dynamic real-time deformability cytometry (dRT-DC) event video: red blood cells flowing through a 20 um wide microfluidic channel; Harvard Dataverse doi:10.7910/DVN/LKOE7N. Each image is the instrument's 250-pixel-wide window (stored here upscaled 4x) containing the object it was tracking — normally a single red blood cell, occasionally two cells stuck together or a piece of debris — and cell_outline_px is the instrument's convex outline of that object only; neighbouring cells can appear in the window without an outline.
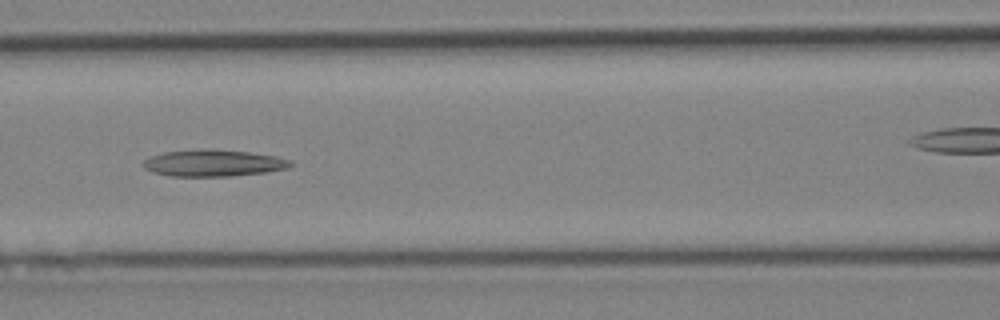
{"species": "Egyptian fruit bat (a non-hibernating species)", "species_latin": "Rousettus aegyptiacus", "temperature_condition": "cold", "stored_images_in_passage": 34, "camera_frame_rate_fps": 3000, "um_per_image_px": 0.085, "animal": {"sex": "female"}, "frame": {"image": 1, "passage_image": 14, "time_ms": 4.333, "image_size_px": [1000, 320], "cell_outline_px": [[292, 164], [288, 168], [264, 172], [232, 176], [168, 176], [152, 172], [144, 168], [140, 164], [144, 160], [152, 156], [164, 152], [212, 148], [248, 152], [276, 156], [288, 160]], "centroid_in_image_um": [18.08, 13.86], "position_along_channel_um": 148.5, "area_um2": 22.89}}
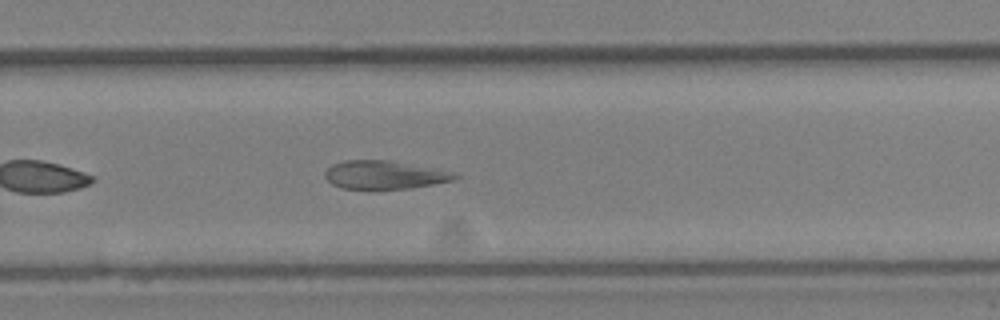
{"frame": {"image": 2, "passage_image": 24, "time_ms": 7.667, "image_size_px": [1000, 320], "cell_outline_px": [[460, 176], [452, 180], [432, 184], [408, 188], [372, 192], [340, 188], [332, 184], [324, 176], [324, 172], [332, 164], [344, 160], [388, 160], [448, 172]], "centroid_in_image_um": [32.52, 14.91], "position_along_channel_um": 297.3, "area_um2": 21.68}}
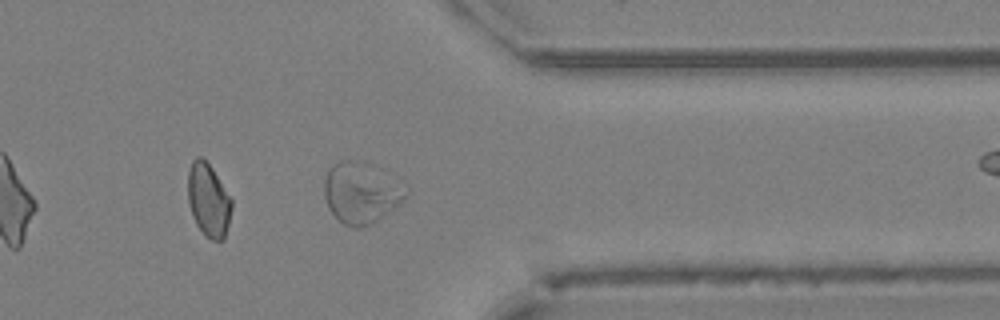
{"frame": {"image": 3, "passage_image": 30, "time_ms": 9.667, "image_size_px": [1000, 320], "cell_outline_px": [[408, 196], [400, 204], [372, 224], [360, 228], [356, 228], [344, 224], [328, 208], [324, 196], [324, 180], [328, 168], [332, 164], [340, 160], [356, 160], [408, 192]], "centroid_in_image_um": [30.58, 16.46], "position_along_channel_um": 380.8, "area_um2": 27.63}}